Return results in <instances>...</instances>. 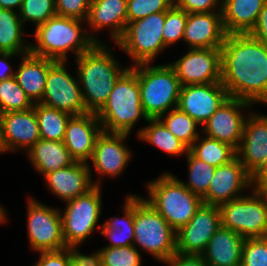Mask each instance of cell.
<instances>
[{"instance_id": "6da1fadb", "label": "cell", "mask_w": 267, "mask_h": 266, "mask_svg": "<svg viewBox=\"0 0 267 266\" xmlns=\"http://www.w3.org/2000/svg\"><path fill=\"white\" fill-rule=\"evenodd\" d=\"M221 82L229 97L267 105V46L245 34H227L221 48Z\"/></svg>"}, {"instance_id": "7a4b0ae2", "label": "cell", "mask_w": 267, "mask_h": 266, "mask_svg": "<svg viewBox=\"0 0 267 266\" xmlns=\"http://www.w3.org/2000/svg\"><path fill=\"white\" fill-rule=\"evenodd\" d=\"M106 43H96L76 58V70L83 102L89 113H97L106 103L116 81L130 67H120Z\"/></svg>"}, {"instance_id": "3957f363", "label": "cell", "mask_w": 267, "mask_h": 266, "mask_svg": "<svg viewBox=\"0 0 267 266\" xmlns=\"http://www.w3.org/2000/svg\"><path fill=\"white\" fill-rule=\"evenodd\" d=\"M85 21L54 16L45 23L35 27V44H30V53L55 61H67L69 51L76 58L89 51L96 42L82 28Z\"/></svg>"}, {"instance_id": "277c9868", "label": "cell", "mask_w": 267, "mask_h": 266, "mask_svg": "<svg viewBox=\"0 0 267 266\" xmlns=\"http://www.w3.org/2000/svg\"><path fill=\"white\" fill-rule=\"evenodd\" d=\"M103 131L130 134L138 121L148 117L142 105L136 72L129 67L116 81L104 106L96 113Z\"/></svg>"}, {"instance_id": "5b68a950", "label": "cell", "mask_w": 267, "mask_h": 266, "mask_svg": "<svg viewBox=\"0 0 267 266\" xmlns=\"http://www.w3.org/2000/svg\"><path fill=\"white\" fill-rule=\"evenodd\" d=\"M144 200L177 232L202 206V198L191 192L173 173L165 172L147 184Z\"/></svg>"}, {"instance_id": "8992f818", "label": "cell", "mask_w": 267, "mask_h": 266, "mask_svg": "<svg viewBox=\"0 0 267 266\" xmlns=\"http://www.w3.org/2000/svg\"><path fill=\"white\" fill-rule=\"evenodd\" d=\"M131 68L137 74L141 105L148 119H158L177 108L181 84L170 64L144 63Z\"/></svg>"}, {"instance_id": "52a82bcc", "label": "cell", "mask_w": 267, "mask_h": 266, "mask_svg": "<svg viewBox=\"0 0 267 266\" xmlns=\"http://www.w3.org/2000/svg\"><path fill=\"white\" fill-rule=\"evenodd\" d=\"M134 246L161 263L176 253V231L143 197L135 195ZM137 245V246H136Z\"/></svg>"}, {"instance_id": "ba28073f", "label": "cell", "mask_w": 267, "mask_h": 266, "mask_svg": "<svg viewBox=\"0 0 267 266\" xmlns=\"http://www.w3.org/2000/svg\"><path fill=\"white\" fill-rule=\"evenodd\" d=\"M244 196L220 204L221 226L244 239L267 237V197L255 187Z\"/></svg>"}, {"instance_id": "9c48e42d", "label": "cell", "mask_w": 267, "mask_h": 266, "mask_svg": "<svg viewBox=\"0 0 267 266\" xmlns=\"http://www.w3.org/2000/svg\"><path fill=\"white\" fill-rule=\"evenodd\" d=\"M164 22L165 11L127 23L116 45L132 58V66L152 63L160 52L167 49L162 36Z\"/></svg>"}, {"instance_id": "30bf717a", "label": "cell", "mask_w": 267, "mask_h": 266, "mask_svg": "<svg viewBox=\"0 0 267 266\" xmlns=\"http://www.w3.org/2000/svg\"><path fill=\"white\" fill-rule=\"evenodd\" d=\"M101 194V186H94L87 193L65 202V211L60 214L66 247L81 245L96 230L102 214Z\"/></svg>"}, {"instance_id": "8fae6325", "label": "cell", "mask_w": 267, "mask_h": 266, "mask_svg": "<svg viewBox=\"0 0 267 266\" xmlns=\"http://www.w3.org/2000/svg\"><path fill=\"white\" fill-rule=\"evenodd\" d=\"M67 61L49 59L46 87L41 104L71 114L89 113L82 98V90L76 73L75 78L65 68Z\"/></svg>"}, {"instance_id": "7c38bea8", "label": "cell", "mask_w": 267, "mask_h": 266, "mask_svg": "<svg viewBox=\"0 0 267 266\" xmlns=\"http://www.w3.org/2000/svg\"><path fill=\"white\" fill-rule=\"evenodd\" d=\"M27 205L28 241L35 252L66 248L60 210L30 197Z\"/></svg>"}, {"instance_id": "4fadbf2b", "label": "cell", "mask_w": 267, "mask_h": 266, "mask_svg": "<svg viewBox=\"0 0 267 266\" xmlns=\"http://www.w3.org/2000/svg\"><path fill=\"white\" fill-rule=\"evenodd\" d=\"M181 86L221 82V48H193L169 63Z\"/></svg>"}, {"instance_id": "5bb4252c", "label": "cell", "mask_w": 267, "mask_h": 266, "mask_svg": "<svg viewBox=\"0 0 267 266\" xmlns=\"http://www.w3.org/2000/svg\"><path fill=\"white\" fill-rule=\"evenodd\" d=\"M220 227L219 207L202 204L190 221L176 232V253L202 255L208 241Z\"/></svg>"}, {"instance_id": "9a60e30c", "label": "cell", "mask_w": 267, "mask_h": 266, "mask_svg": "<svg viewBox=\"0 0 267 266\" xmlns=\"http://www.w3.org/2000/svg\"><path fill=\"white\" fill-rule=\"evenodd\" d=\"M251 105L253 104L245 100L228 97L202 125V133L209 138L229 144L237 150L247 118L243 114L244 108L250 109Z\"/></svg>"}, {"instance_id": "2e32d148", "label": "cell", "mask_w": 267, "mask_h": 266, "mask_svg": "<svg viewBox=\"0 0 267 266\" xmlns=\"http://www.w3.org/2000/svg\"><path fill=\"white\" fill-rule=\"evenodd\" d=\"M39 139V126L33 107L27 111L0 114L1 154L19 149L27 152Z\"/></svg>"}, {"instance_id": "e0dca14e", "label": "cell", "mask_w": 267, "mask_h": 266, "mask_svg": "<svg viewBox=\"0 0 267 266\" xmlns=\"http://www.w3.org/2000/svg\"><path fill=\"white\" fill-rule=\"evenodd\" d=\"M228 97L222 82L181 86L177 108L202 126Z\"/></svg>"}, {"instance_id": "ac0fdd59", "label": "cell", "mask_w": 267, "mask_h": 266, "mask_svg": "<svg viewBox=\"0 0 267 266\" xmlns=\"http://www.w3.org/2000/svg\"><path fill=\"white\" fill-rule=\"evenodd\" d=\"M253 186L251 175L235 157L228 164L216 167L203 204L217 205L244 196L242 191Z\"/></svg>"}, {"instance_id": "d6986e66", "label": "cell", "mask_w": 267, "mask_h": 266, "mask_svg": "<svg viewBox=\"0 0 267 266\" xmlns=\"http://www.w3.org/2000/svg\"><path fill=\"white\" fill-rule=\"evenodd\" d=\"M127 137L129 134L101 132L90 159L98 175L116 178L122 174L132 157V150L125 146Z\"/></svg>"}, {"instance_id": "ffe728a7", "label": "cell", "mask_w": 267, "mask_h": 266, "mask_svg": "<svg viewBox=\"0 0 267 266\" xmlns=\"http://www.w3.org/2000/svg\"><path fill=\"white\" fill-rule=\"evenodd\" d=\"M247 114L236 157L252 176L267 157V115L253 111Z\"/></svg>"}, {"instance_id": "44dd1931", "label": "cell", "mask_w": 267, "mask_h": 266, "mask_svg": "<svg viewBox=\"0 0 267 266\" xmlns=\"http://www.w3.org/2000/svg\"><path fill=\"white\" fill-rule=\"evenodd\" d=\"M91 164L75 161L68 167L57 169L44 175L48 189L59 199L68 202L87 193L94 186H101L92 181Z\"/></svg>"}, {"instance_id": "7402d4cb", "label": "cell", "mask_w": 267, "mask_h": 266, "mask_svg": "<svg viewBox=\"0 0 267 266\" xmlns=\"http://www.w3.org/2000/svg\"><path fill=\"white\" fill-rule=\"evenodd\" d=\"M102 131L96 113L72 116L67 123L63 142L75 161L88 163Z\"/></svg>"}, {"instance_id": "603a6c76", "label": "cell", "mask_w": 267, "mask_h": 266, "mask_svg": "<svg viewBox=\"0 0 267 266\" xmlns=\"http://www.w3.org/2000/svg\"><path fill=\"white\" fill-rule=\"evenodd\" d=\"M226 36L222 12L187 13L183 42L188 49L222 48Z\"/></svg>"}, {"instance_id": "cb8c5ba5", "label": "cell", "mask_w": 267, "mask_h": 266, "mask_svg": "<svg viewBox=\"0 0 267 266\" xmlns=\"http://www.w3.org/2000/svg\"><path fill=\"white\" fill-rule=\"evenodd\" d=\"M86 22L91 29L88 34L96 43L102 41L92 33L106 28L111 29L109 36L116 43L127 26V0H91Z\"/></svg>"}, {"instance_id": "d4e9b609", "label": "cell", "mask_w": 267, "mask_h": 266, "mask_svg": "<svg viewBox=\"0 0 267 266\" xmlns=\"http://www.w3.org/2000/svg\"><path fill=\"white\" fill-rule=\"evenodd\" d=\"M244 241L238 233L221 226L208 241L202 257L209 266H241Z\"/></svg>"}, {"instance_id": "484cf974", "label": "cell", "mask_w": 267, "mask_h": 266, "mask_svg": "<svg viewBox=\"0 0 267 266\" xmlns=\"http://www.w3.org/2000/svg\"><path fill=\"white\" fill-rule=\"evenodd\" d=\"M21 59L14 77L31 102L33 104L40 103L46 87L49 58L36 56L29 52L21 55Z\"/></svg>"}, {"instance_id": "4316f807", "label": "cell", "mask_w": 267, "mask_h": 266, "mask_svg": "<svg viewBox=\"0 0 267 266\" xmlns=\"http://www.w3.org/2000/svg\"><path fill=\"white\" fill-rule=\"evenodd\" d=\"M267 0H222V19L227 34L249 33Z\"/></svg>"}, {"instance_id": "83f0119b", "label": "cell", "mask_w": 267, "mask_h": 266, "mask_svg": "<svg viewBox=\"0 0 267 266\" xmlns=\"http://www.w3.org/2000/svg\"><path fill=\"white\" fill-rule=\"evenodd\" d=\"M26 154L33 168L42 176L75 162L63 141L39 139Z\"/></svg>"}, {"instance_id": "f1b7e54d", "label": "cell", "mask_w": 267, "mask_h": 266, "mask_svg": "<svg viewBox=\"0 0 267 266\" xmlns=\"http://www.w3.org/2000/svg\"><path fill=\"white\" fill-rule=\"evenodd\" d=\"M125 198L123 218L115 216L99 226L101 235H105L110 241L105 247H125L134 244L135 195L130 194Z\"/></svg>"}, {"instance_id": "f546056e", "label": "cell", "mask_w": 267, "mask_h": 266, "mask_svg": "<svg viewBox=\"0 0 267 266\" xmlns=\"http://www.w3.org/2000/svg\"><path fill=\"white\" fill-rule=\"evenodd\" d=\"M23 22L19 13L9 9H0V52L25 55L30 52L23 37Z\"/></svg>"}, {"instance_id": "4dcf8cb0", "label": "cell", "mask_w": 267, "mask_h": 266, "mask_svg": "<svg viewBox=\"0 0 267 266\" xmlns=\"http://www.w3.org/2000/svg\"><path fill=\"white\" fill-rule=\"evenodd\" d=\"M147 126L137 132V137L171 156L187 154L189 148L174 136L159 119H148Z\"/></svg>"}, {"instance_id": "1f68e13d", "label": "cell", "mask_w": 267, "mask_h": 266, "mask_svg": "<svg viewBox=\"0 0 267 266\" xmlns=\"http://www.w3.org/2000/svg\"><path fill=\"white\" fill-rule=\"evenodd\" d=\"M33 108L38 121L40 138L63 141L67 123L72 115L41 103H35Z\"/></svg>"}, {"instance_id": "d6a6232c", "label": "cell", "mask_w": 267, "mask_h": 266, "mask_svg": "<svg viewBox=\"0 0 267 266\" xmlns=\"http://www.w3.org/2000/svg\"><path fill=\"white\" fill-rule=\"evenodd\" d=\"M189 150L200 160L219 167L228 164L236 157V150L229 144L207 136L197 138Z\"/></svg>"}, {"instance_id": "836d02e7", "label": "cell", "mask_w": 267, "mask_h": 266, "mask_svg": "<svg viewBox=\"0 0 267 266\" xmlns=\"http://www.w3.org/2000/svg\"><path fill=\"white\" fill-rule=\"evenodd\" d=\"M167 113L161 115L158 119L174 136L190 148L201 135L197 131L199 124L187 113L182 112L178 108L172 109Z\"/></svg>"}, {"instance_id": "e575fe53", "label": "cell", "mask_w": 267, "mask_h": 266, "mask_svg": "<svg viewBox=\"0 0 267 266\" xmlns=\"http://www.w3.org/2000/svg\"><path fill=\"white\" fill-rule=\"evenodd\" d=\"M188 182L180 180L191 192L201 198L207 193L216 167L198 159L190 150L186 154Z\"/></svg>"}, {"instance_id": "d590c367", "label": "cell", "mask_w": 267, "mask_h": 266, "mask_svg": "<svg viewBox=\"0 0 267 266\" xmlns=\"http://www.w3.org/2000/svg\"><path fill=\"white\" fill-rule=\"evenodd\" d=\"M33 105L15 77L0 81V114L12 111H27Z\"/></svg>"}, {"instance_id": "8d00e7d4", "label": "cell", "mask_w": 267, "mask_h": 266, "mask_svg": "<svg viewBox=\"0 0 267 266\" xmlns=\"http://www.w3.org/2000/svg\"><path fill=\"white\" fill-rule=\"evenodd\" d=\"M18 13L23 24L28 21L37 27L57 15L55 0H23Z\"/></svg>"}, {"instance_id": "74e56055", "label": "cell", "mask_w": 267, "mask_h": 266, "mask_svg": "<svg viewBox=\"0 0 267 266\" xmlns=\"http://www.w3.org/2000/svg\"><path fill=\"white\" fill-rule=\"evenodd\" d=\"M103 266H141L142 256L134 245L100 249Z\"/></svg>"}, {"instance_id": "f35d334b", "label": "cell", "mask_w": 267, "mask_h": 266, "mask_svg": "<svg viewBox=\"0 0 267 266\" xmlns=\"http://www.w3.org/2000/svg\"><path fill=\"white\" fill-rule=\"evenodd\" d=\"M187 22V13L173 4L165 11V22L162 31L163 42L167 47L183 41V34Z\"/></svg>"}, {"instance_id": "ab89813d", "label": "cell", "mask_w": 267, "mask_h": 266, "mask_svg": "<svg viewBox=\"0 0 267 266\" xmlns=\"http://www.w3.org/2000/svg\"><path fill=\"white\" fill-rule=\"evenodd\" d=\"M173 4L174 0H127V23L167 11Z\"/></svg>"}, {"instance_id": "60d3db41", "label": "cell", "mask_w": 267, "mask_h": 266, "mask_svg": "<svg viewBox=\"0 0 267 266\" xmlns=\"http://www.w3.org/2000/svg\"><path fill=\"white\" fill-rule=\"evenodd\" d=\"M241 266H267V237L245 239Z\"/></svg>"}, {"instance_id": "b9f144b4", "label": "cell", "mask_w": 267, "mask_h": 266, "mask_svg": "<svg viewBox=\"0 0 267 266\" xmlns=\"http://www.w3.org/2000/svg\"><path fill=\"white\" fill-rule=\"evenodd\" d=\"M91 0H55L58 16L85 21L88 18Z\"/></svg>"}, {"instance_id": "7bdbcfd3", "label": "cell", "mask_w": 267, "mask_h": 266, "mask_svg": "<svg viewBox=\"0 0 267 266\" xmlns=\"http://www.w3.org/2000/svg\"><path fill=\"white\" fill-rule=\"evenodd\" d=\"M174 4L186 13L222 12L220 0H174Z\"/></svg>"}, {"instance_id": "ee69618b", "label": "cell", "mask_w": 267, "mask_h": 266, "mask_svg": "<svg viewBox=\"0 0 267 266\" xmlns=\"http://www.w3.org/2000/svg\"><path fill=\"white\" fill-rule=\"evenodd\" d=\"M38 261L32 266H71L67 247L56 251L39 252Z\"/></svg>"}, {"instance_id": "f6af8a7d", "label": "cell", "mask_w": 267, "mask_h": 266, "mask_svg": "<svg viewBox=\"0 0 267 266\" xmlns=\"http://www.w3.org/2000/svg\"><path fill=\"white\" fill-rule=\"evenodd\" d=\"M79 246L67 247L72 266H103L100 249L91 255H86L78 250Z\"/></svg>"}, {"instance_id": "bcb514c9", "label": "cell", "mask_w": 267, "mask_h": 266, "mask_svg": "<svg viewBox=\"0 0 267 266\" xmlns=\"http://www.w3.org/2000/svg\"><path fill=\"white\" fill-rule=\"evenodd\" d=\"M164 264L167 266H209L202 255H183L180 253H175Z\"/></svg>"}, {"instance_id": "7dc6e473", "label": "cell", "mask_w": 267, "mask_h": 266, "mask_svg": "<svg viewBox=\"0 0 267 266\" xmlns=\"http://www.w3.org/2000/svg\"><path fill=\"white\" fill-rule=\"evenodd\" d=\"M248 34L267 46V1L259 13L255 26Z\"/></svg>"}, {"instance_id": "c3c4849f", "label": "cell", "mask_w": 267, "mask_h": 266, "mask_svg": "<svg viewBox=\"0 0 267 266\" xmlns=\"http://www.w3.org/2000/svg\"><path fill=\"white\" fill-rule=\"evenodd\" d=\"M16 55L21 57V55L11 52H0V81L14 77L15 71L9 64V59L11 60Z\"/></svg>"}, {"instance_id": "681fc988", "label": "cell", "mask_w": 267, "mask_h": 266, "mask_svg": "<svg viewBox=\"0 0 267 266\" xmlns=\"http://www.w3.org/2000/svg\"><path fill=\"white\" fill-rule=\"evenodd\" d=\"M23 0H0V9H9L19 12Z\"/></svg>"}, {"instance_id": "f907efd6", "label": "cell", "mask_w": 267, "mask_h": 266, "mask_svg": "<svg viewBox=\"0 0 267 266\" xmlns=\"http://www.w3.org/2000/svg\"><path fill=\"white\" fill-rule=\"evenodd\" d=\"M267 174V157L261 167L251 176L253 186H255Z\"/></svg>"}, {"instance_id": "816d5d0a", "label": "cell", "mask_w": 267, "mask_h": 266, "mask_svg": "<svg viewBox=\"0 0 267 266\" xmlns=\"http://www.w3.org/2000/svg\"><path fill=\"white\" fill-rule=\"evenodd\" d=\"M254 187L267 197V174Z\"/></svg>"}, {"instance_id": "f5cc1de1", "label": "cell", "mask_w": 267, "mask_h": 266, "mask_svg": "<svg viewBox=\"0 0 267 266\" xmlns=\"http://www.w3.org/2000/svg\"><path fill=\"white\" fill-rule=\"evenodd\" d=\"M7 217L5 208L0 205V225L6 223Z\"/></svg>"}]
</instances>
